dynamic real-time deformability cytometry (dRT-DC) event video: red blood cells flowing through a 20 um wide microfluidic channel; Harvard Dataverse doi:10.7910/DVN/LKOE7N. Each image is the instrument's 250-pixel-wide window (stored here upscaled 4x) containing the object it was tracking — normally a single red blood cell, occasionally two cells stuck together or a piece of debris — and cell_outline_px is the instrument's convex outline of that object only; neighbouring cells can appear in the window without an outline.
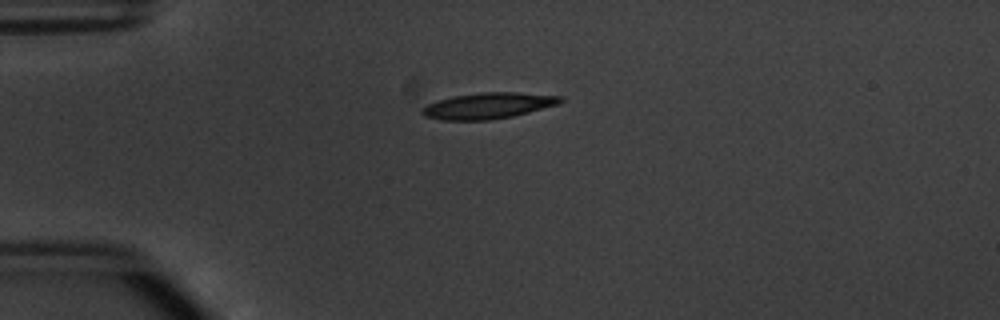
{"species": "common noctule bat (a hibernating species)", "species_latin": "Nyctalus noctula", "temperature_condition": "warm", "stored_images_in_passage": 40, "camera_frame_rate_fps": 3000, "um_per_image_px": 0.085, "animal": {"sex": "male", "body_mass_g": 20.1, "forearm_length_mm": 53.5}, "frame": {"image": 1, "passage_image": 1, "time_ms": 0.0, "image_size_px": [1000, 320], "cell_outline_px": [[564, 100], [560, 104], [512, 116], [492, 120], [440, 120], [424, 116], [420, 112], [420, 108], [436, 100], [452, 96], [480, 92], [516, 92], [560, 96]], "centroid_in_image_um": [41.45, 8.98], "position_along_channel_um": 43.6, "area_um2": 21.15}}
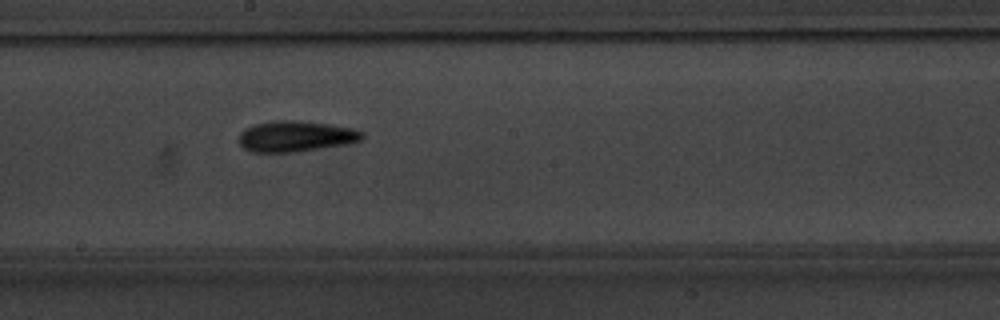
{"frame": {"image": 2, "passage_image": 17, "time_ms": 5.333, "image_size_px": [1000, 320], "cell_outline_px": [[364, 136], [360, 140], [348, 144], [296, 152], [252, 152], [244, 148], [240, 144], [240, 132], [244, 128], [252, 124], [272, 120], [296, 120], [332, 124], [352, 128], [364, 132]], "centroid_in_image_um": [25.14, 11.57], "position_along_channel_um": 223.1, "area_um2": 22.43}}
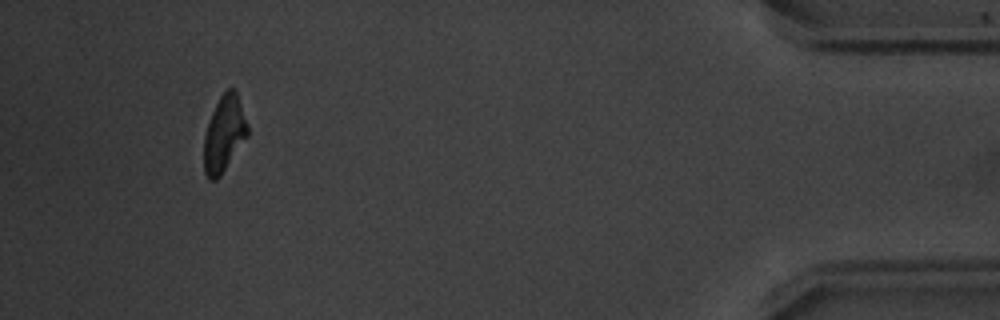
{"frame": {"image": 3, "passage_image": 37, "time_ms": 12.0, "image_size_px": [1000, 320], "cell_outline_px": [[248, 136], [220, 176], [216, 180], [208, 180], [204, 172], [204, 136], [212, 112], [220, 96], [228, 88], [236, 88], [248, 124]], "centroid_in_image_um": [19.06, 11.37], "position_along_channel_um": 416.1, "area_um2": 19.42}, "authors_computed_cell_mechanics": {"area_um2": 20.4901, "velocity_mm_per_s": 3.8322, "shape_relaxation_time_tau1_ms": 3.839, "shape_relaxation_time_tau2_ms": null, "deformation_change_tau1": 0.1408, "deformation_change_tau2": null}}